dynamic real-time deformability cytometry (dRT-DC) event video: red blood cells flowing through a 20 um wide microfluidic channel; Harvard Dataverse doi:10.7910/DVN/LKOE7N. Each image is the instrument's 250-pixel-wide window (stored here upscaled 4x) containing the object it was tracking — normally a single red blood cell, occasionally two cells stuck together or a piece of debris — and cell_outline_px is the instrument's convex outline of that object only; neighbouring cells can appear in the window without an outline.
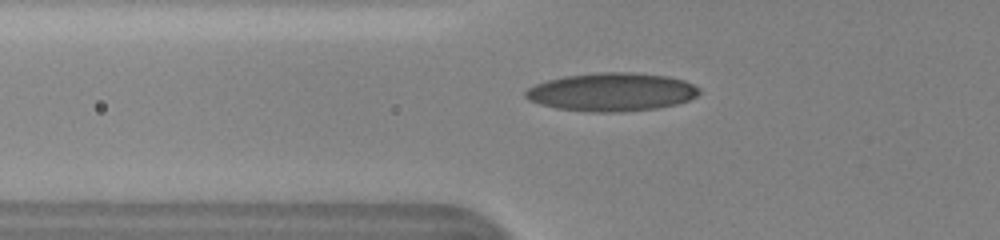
{"species": "human", "species_latin": "Homo sapiens", "temperature_condition": "cold", "stored_images_in_passage": 4, "camera_frame_rate_fps": 3000, "um_per_image_px": 0.085, "donor": {"sex": "female"}, "frame": {"image": 1, "passage_image": 2, "time_ms": 0.333, "image_size_px": [1000, 240], "cell_outline_px": [[700, 92], [696, 96], [688, 100], [676, 104], [656, 108], [620, 112], [592, 112], [556, 108], [540, 104], [528, 100], [524, 96], [524, 92], [528, 88], [536, 84], [548, 80], [564, 76], [596, 72], [632, 72], [668, 76], [684, 80], [700, 88]], "centroid_in_image_um": [51.98, 7.81], "position_along_channel_um": 73.8, "area_um2": 38.84}}